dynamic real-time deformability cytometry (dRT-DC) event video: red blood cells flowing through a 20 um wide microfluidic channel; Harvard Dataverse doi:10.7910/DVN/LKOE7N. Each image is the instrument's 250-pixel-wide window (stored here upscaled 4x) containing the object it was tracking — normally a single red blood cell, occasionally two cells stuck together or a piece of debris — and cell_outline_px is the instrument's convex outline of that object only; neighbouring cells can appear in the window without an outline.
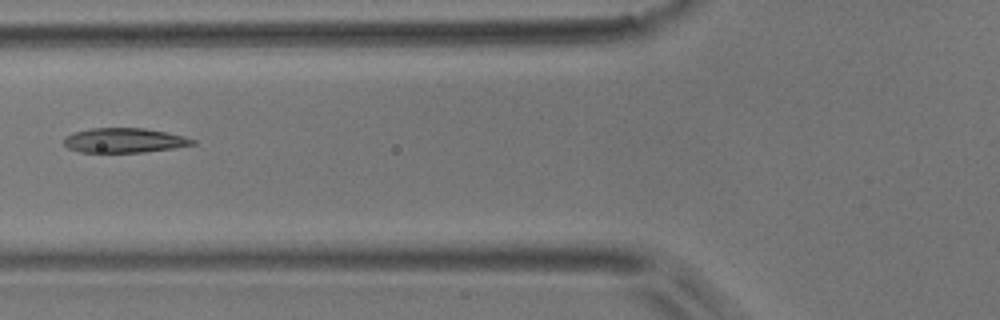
{"species": "common noctule bat (a hibernating species)", "species_latin": "Nyctalus noctula", "temperature_condition": "room temperature", "stored_images_in_passage": 10, "camera_frame_rate_fps": 3000, "um_per_image_px": 0.085, "animal": {"sex": "male", "body_mass_g": 17.9}, "frame": {"image": 1, "passage_image": 2, "time_ms": 1.333, "image_size_px": [1000, 320], "cell_outline_px": [[196, 144], [172, 148], [144, 152], [80, 152], [68, 148], [64, 144], [64, 136], [72, 132], [92, 128], [144, 128], [184, 136], [196, 140]], "centroid_in_image_um": [10.53, 11.93], "position_along_channel_um": 115.3, "area_um2": 18.44}}
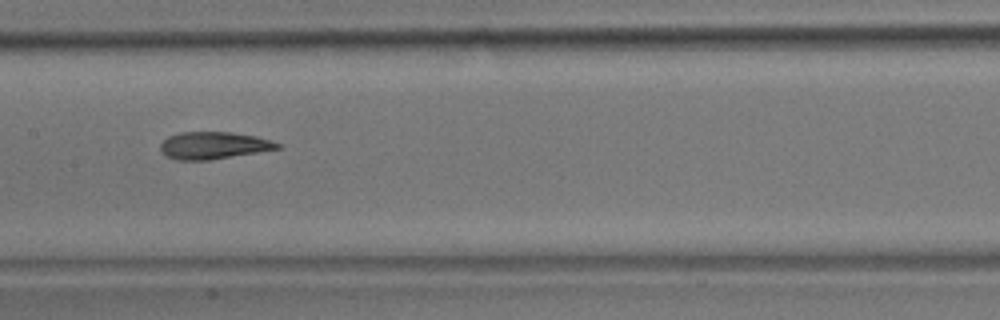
{"frame": {"image": 2, "passage_image": 4, "time_ms": 3.333, "image_size_px": [1000, 320], "cell_outline_px": [[284, 148], [208, 160], [176, 160], [160, 152], [160, 144], [168, 136], [180, 132], [232, 132], [256, 136], [280, 144]], "centroid_in_image_um": [18.14, 12.36], "position_along_channel_um": 189.3, "area_um2": 18.55}}
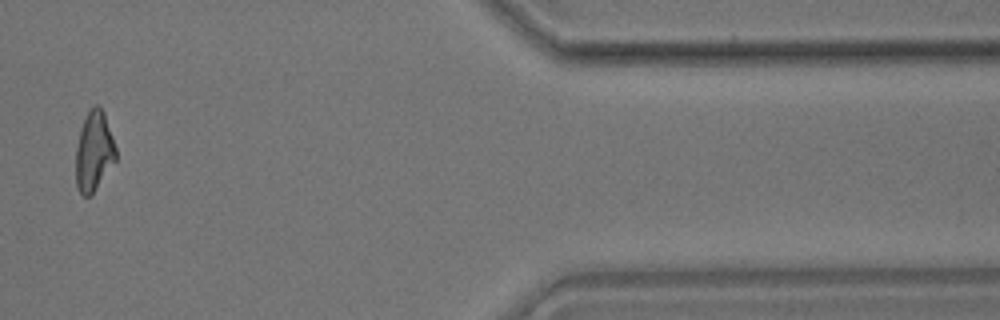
{"frame": {"image": 3, "passage_image": 9, "time_ms": 10.333, "image_size_px": [1000, 320], "cell_outline_px": [[116, 160], [92, 192], [88, 196], [84, 196], [80, 192], [76, 184], [76, 148], [80, 128], [88, 112], [96, 104], [100, 104], [104, 112], [116, 148]], "centroid_in_image_um": [7.98, 12.82], "position_along_channel_um": 403.4, "area_um2": 18.26}, "authors_computed_cell_mechanics": {"area_um2": 18.496, "velocity_mm_per_s": 3.6771, "shape_relaxation_time_tau1_ms": 4.7005, "shape_relaxation_time_tau2_ms": null, "deformation_change_tau1": 0.1451, "deformation_change_tau2": null}}